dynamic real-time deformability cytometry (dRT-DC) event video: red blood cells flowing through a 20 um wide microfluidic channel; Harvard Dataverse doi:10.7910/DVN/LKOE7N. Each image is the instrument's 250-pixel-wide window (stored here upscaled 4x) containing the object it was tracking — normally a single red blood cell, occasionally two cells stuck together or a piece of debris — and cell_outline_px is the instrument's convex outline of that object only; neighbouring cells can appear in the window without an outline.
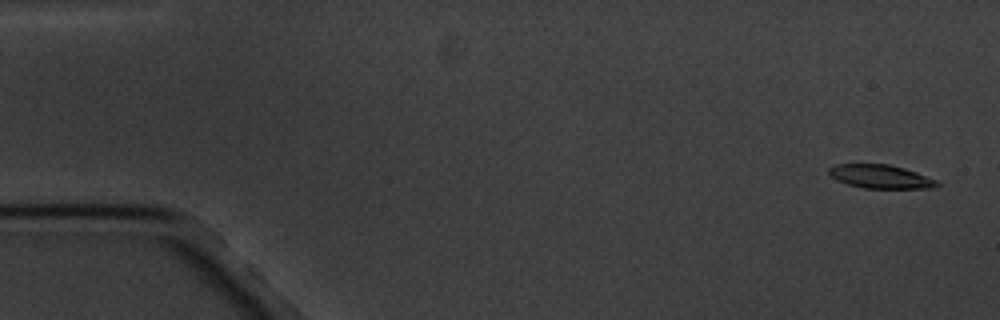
{"species": "common noctule bat (a hibernating species)", "species_latin": "Nyctalus noctula", "temperature_condition": "cold", "stored_images_in_passage": 3, "camera_frame_rate_fps": 3000, "um_per_image_px": 0.085, "animal": {"sex": "male", "body_mass_g": 20.1, "forearm_length_mm": 53.5}, "frame": {"image": 1, "passage_image": 1, "time_ms": 0.0, "image_size_px": [1000, 320], "cell_outline_px": [[940, 184], [932, 188], [864, 188], [848, 184], [836, 180], [828, 172], [828, 168], [836, 164], [888, 164], [904, 168], [916, 172], [936, 180]], "centroid_in_image_um": [74.83, 15.0], "position_along_channel_um": 10.2, "area_um2": 14.74}}